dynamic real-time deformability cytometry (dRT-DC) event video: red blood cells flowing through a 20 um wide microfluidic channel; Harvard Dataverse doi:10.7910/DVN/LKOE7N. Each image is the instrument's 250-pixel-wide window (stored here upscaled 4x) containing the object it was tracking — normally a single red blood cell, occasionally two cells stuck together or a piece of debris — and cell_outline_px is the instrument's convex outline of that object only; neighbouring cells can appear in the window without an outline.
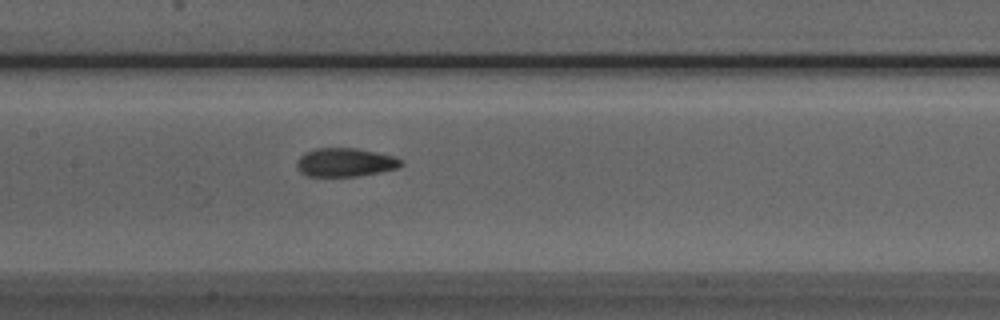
{"species": "Egyptian fruit bat (a non-hibernating species)", "species_latin": "Rousettus aegyptiacus", "temperature_condition": "room temperature", "stored_images_in_passage": 37, "camera_frame_rate_fps": 3000, "um_per_image_px": 0.085, "animal": {"sex": "male"}, "frame": {"image": 1, "passage_image": 12, "time_ms": 3.667, "image_size_px": [1000, 320], "cell_outline_px": [[404, 164], [396, 168], [380, 172], [356, 176], [308, 176], [300, 172], [296, 164], [296, 160], [304, 152], [316, 148], [356, 148], [396, 156], [404, 160]], "centroid_in_image_um": [29.35, 13.79], "position_along_channel_um": 178.0, "area_um2": 17.51}}
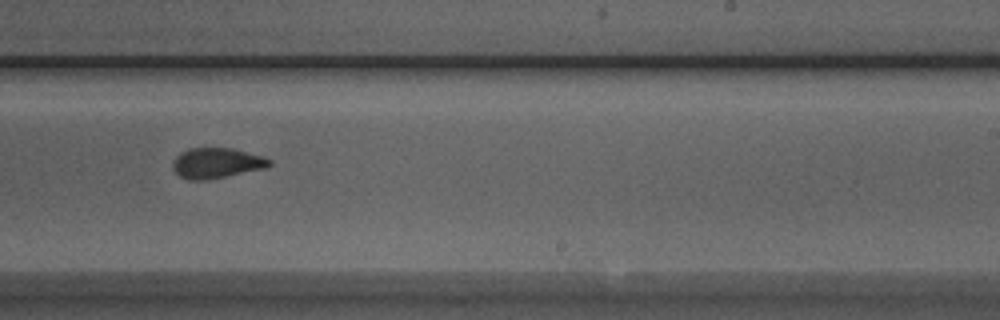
{"frame": {"image": 2, "passage_image": 19, "time_ms": 6.0, "image_size_px": [1000, 320], "cell_outline_px": [[272, 164], [268, 168], [204, 180], [188, 180], [180, 176], [172, 168], [172, 164], [176, 156], [180, 152], [188, 148], [232, 148], [264, 156], [272, 160]], "centroid_in_image_um": [18.43, 13.85], "position_along_channel_um": 270.6, "area_um2": 17.22}}
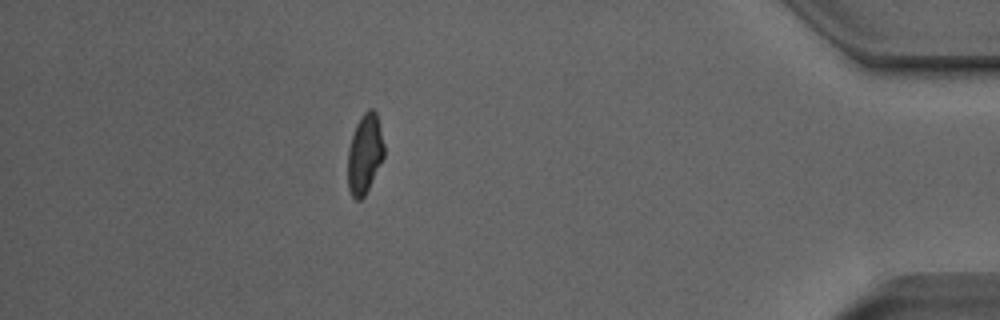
{"frame": {"image": 3, "passage_image": 33, "time_ms": 10.667, "image_size_px": [1000, 320], "cell_outline_px": [[384, 156], [364, 196], [360, 200], [356, 200], [352, 196], [348, 188], [348, 148], [356, 124], [360, 116], [368, 108], [372, 108], [376, 112], [380, 124], [384, 144]], "centroid_in_image_um": [31.0, 13.04], "position_along_channel_um": 404.2, "area_um2": 16.82}, "authors_computed_cell_mechanics": {"area_um2": 17.34, "velocity_mm_per_s": 3.9818, "shape_relaxation_time_tau1_ms": 11.2273, "shape_relaxation_time_tau2_ms": 1.6075, "deformation_change_tau1": 0.2621, "deformation_change_tau2": 0.0861}}